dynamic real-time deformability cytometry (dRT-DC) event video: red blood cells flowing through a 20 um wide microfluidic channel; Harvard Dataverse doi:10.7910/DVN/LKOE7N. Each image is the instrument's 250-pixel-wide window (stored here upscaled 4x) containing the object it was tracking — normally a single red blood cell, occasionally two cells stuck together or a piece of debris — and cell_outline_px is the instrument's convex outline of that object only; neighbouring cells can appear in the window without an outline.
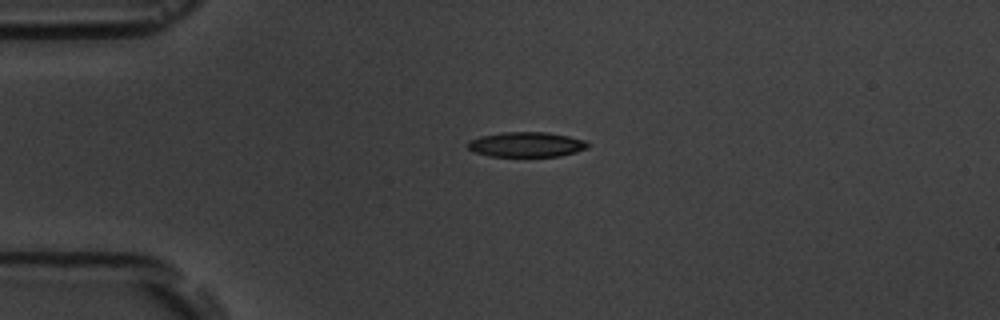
{"species": "common noctule bat (a hibernating species)", "species_latin": "Nyctalus noctula", "temperature_condition": "room temperature", "stored_images_in_passage": 4, "camera_frame_rate_fps": 3000, "um_per_image_px": 0.085, "animal": {"sex": "male", "body_mass_g": 19.5, "forearm_length_mm": 54.6}, "frame": {"image": 1, "passage_image": 4, "time_ms": 4.333, "image_size_px": [1000, 320], "cell_outline_px": [[588, 148], [576, 152], [560, 156], [488, 156], [476, 152], [468, 148], [468, 140], [480, 136], [500, 132], [548, 132], [568, 136], [584, 140], [588, 144]], "centroid_in_image_um": [44.73, 12.27], "position_along_channel_um": 40.3, "area_um2": 17.46}}